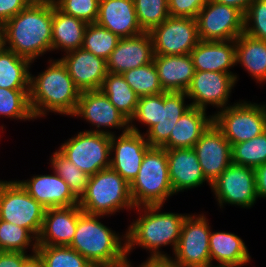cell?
<instances>
[{
    "label": "cell",
    "mask_w": 266,
    "mask_h": 267,
    "mask_svg": "<svg viewBox=\"0 0 266 267\" xmlns=\"http://www.w3.org/2000/svg\"><path fill=\"white\" fill-rule=\"evenodd\" d=\"M52 21L53 0H34L1 26L2 46L33 63L52 51Z\"/></svg>",
    "instance_id": "6da1fadb"
},
{
    "label": "cell",
    "mask_w": 266,
    "mask_h": 267,
    "mask_svg": "<svg viewBox=\"0 0 266 267\" xmlns=\"http://www.w3.org/2000/svg\"><path fill=\"white\" fill-rule=\"evenodd\" d=\"M49 67L38 76L30 74L29 102L34 118L46 112L73 115L81 95L60 59L49 60Z\"/></svg>",
    "instance_id": "7a4b0ae2"
},
{
    "label": "cell",
    "mask_w": 266,
    "mask_h": 267,
    "mask_svg": "<svg viewBox=\"0 0 266 267\" xmlns=\"http://www.w3.org/2000/svg\"><path fill=\"white\" fill-rule=\"evenodd\" d=\"M162 205L140 206L143 212L128 227L126 233L127 256L134 246L146 248L151 252L148 260H168L170 256L161 253L160 247L172 245L175 252L180 238L181 227L187 215L160 212Z\"/></svg>",
    "instance_id": "3957f363"
},
{
    "label": "cell",
    "mask_w": 266,
    "mask_h": 267,
    "mask_svg": "<svg viewBox=\"0 0 266 267\" xmlns=\"http://www.w3.org/2000/svg\"><path fill=\"white\" fill-rule=\"evenodd\" d=\"M100 217L104 216L83 212L78 217L76 232L69 247L95 267L128 265L126 234L122 239V236L101 223Z\"/></svg>",
    "instance_id": "277c9868"
},
{
    "label": "cell",
    "mask_w": 266,
    "mask_h": 267,
    "mask_svg": "<svg viewBox=\"0 0 266 267\" xmlns=\"http://www.w3.org/2000/svg\"><path fill=\"white\" fill-rule=\"evenodd\" d=\"M84 213L112 215L123 209H135L130 195V184L111 168L89 176L86 193L78 201Z\"/></svg>",
    "instance_id": "5b68a950"
},
{
    "label": "cell",
    "mask_w": 266,
    "mask_h": 267,
    "mask_svg": "<svg viewBox=\"0 0 266 267\" xmlns=\"http://www.w3.org/2000/svg\"><path fill=\"white\" fill-rule=\"evenodd\" d=\"M174 194L169 180L165 148L150 147L142 160L138 175L130 184V195L136 207L162 205Z\"/></svg>",
    "instance_id": "8992f818"
},
{
    "label": "cell",
    "mask_w": 266,
    "mask_h": 267,
    "mask_svg": "<svg viewBox=\"0 0 266 267\" xmlns=\"http://www.w3.org/2000/svg\"><path fill=\"white\" fill-rule=\"evenodd\" d=\"M237 102L213 115V122L231 146L251 140L266 131V104Z\"/></svg>",
    "instance_id": "52a82bcc"
},
{
    "label": "cell",
    "mask_w": 266,
    "mask_h": 267,
    "mask_svg": "<svg viewBox=\"0 0 266 267\" xmlns=\"http://www.w3.org/2000/svg\"><path fill=\"white\" fill-rule=\"evenodd\" d=\"M45 210L17 180L1 183L0 220L26 228L37 239L42 229Z\"/></svg>",
    "instance_id": "ba28073f"
},
{
    "label": "cell",
    "mask_w": 266,
    "mask_h": 267,
    "mask_svg": "<svg viewBox=\"0 0 266 267\" xmlns=\"http://www.w3.org/2000/svg\"><path fill=\"white\" fill-rule=\"evenodd\" d=\"M59 151L88 176L110 168L111 135L82 131L64 142Z\"/></svg>",
    "instance_id": "9c48e42d"
},
{
    "label": "cell",
    "mask_w": 266,
    "mask_h": 267,
    "mask_svg": "<svg viewBox=\"0 0 266 267\" xmlns=\"http://www.w3.org/2000/svg\"><path fill=\"white\" fill-rule=\"evenodd\" d=\"M210 233L211 228L204 214H188L181 227L175 257L168 260L176 267H205L210 264Z\"/></svg>",
    "instance_id": "30bf717a"
},
{
    "label": "cell",
    "mask_w": 266,
    "mask_h": 267,
    "mask_svg": "<svg viewBox=\"0 0 266 267\" xmlns=\"http://www.w3.org/2000/svg\"><path fill=\"white\" fill-rule=\"evenodd\" d=\"M195 19L201 41L235 40L244 32V14L214 0H208Z\"/></svg>",
    "instance_id": "8fae6325"
},
{
    "label": "cell",
    "mask_w": 266,
    "mask_h": 267,
    "mask_svg": "<svg viewBox=\"0 0 266 267\" xmlns=\"http://www.w3.org/2000/svg\"><path fill=\"white\" fill-rule=\"evenodd\" d=\"M220 208L223 204L250 208L258 198L255 170L231 163L210 185Z\"/></svg>",
    "instance_id": "7c38bea8"
},
{
    "label": "cell",
    "mask_w": 266,
    "mask_h": 267,
    "mask_svg": "<svg viewBox=\"0 0 266 267\" xmlns=\"http://www.w3.org/2000/svg\"><path fill=\"white\" fill-rule=\"evenodd\" d=\"M154 55H185L200 41L195 18L169 16L150 32Z\"/></svg>",
    "instance_id": "4fadbf2b"
},
{
    "label": "cell",
    "mask_w": 266,
    "mask_h": 267,
    "mask_svg": "<svg viewBox=\"0 0 266 267\" xmlns=\"http://www.w3.org/2000/svg\"><path fill=\"white\" fill-rule=\"evenodd\" d=\"M151 146L145 135L130 123V130L116 138L111 135L110 168L119 173L129 184L138 175L146 151ZM115 152L112 153V152Z\"/></svg>",
    "instance_id": "5bb4252c"
},
{
    "label": "cell",
    "mask_w": 266,
    "mask_h": 267,
    "mask_svg": "<svg viewBox=\"0 0 266 267\" xmlns=\"http://www.w3.org/2000/svg\"><path fill=\"white\" fill-rule=\"evenodd\" d=\"M72 116H81L96 130H87L88 132L106 133L114 135V132L101 130L100 128L124 129L122 133L130 130V121L122 114L109 100L101 90L82 91L78 100L75 113Z\"/></svg>",
    "instance_id": "9a60e30c"
},
{
    "label": "cell",
    "mask_w": 266,
    "mask_h": 267,
    "mask_svg": "<svg viewBox=\"0 0 266 267\" xmlns=\"http://www.w3.org/2000/svg\"><path fill=\"white\" fill-rule=\"evenodd\" d=\"M235 84L236 79L230 73L195 71L186 95L193 99L191 107L206 110L210 104L222 110L228 107V98Z\"/></svg>",
    "instance_id": "2e32d148"
},
{
    "label": "cell",
    "mask_w": 266,
    "mask_h": 267,
    "mask_svg": "<svg viewBox=\"0 0 266 267\" xmlns=\"http://www.w3.org/2000/svg\"><path fill=\"white\" fill-rule=\"evenodd\" d=\"M193 150L209 185L232 163L231 144L214 122L195 143Z\"/></svg>",
    "instance_id": "e0dca14e"
},
{
    "label": "cell",
    "mask_w": 266,
    "mask_h": 267,
    "mask_svg": "<svg viewBox=\"0 0 266 267\" xmlns=\"http://www.w3.org/2000/svg\"><path fill=\"white\" fill-rule=\"evenodd\" d=\"M154 47L149 32L137 36L121 38L107 62L109 73L122 74L153 62Z\"/></svg>",
    "instance_id": "ac0fdd59"
},
{
    "label": "cell",
    "mask_w": 266,
    "mask_h": 267,
    "mask_svg": "<svg viewBox=\"0 0 266 267\" xmlns=\"http://www.w3.org/2000/svg\"><path fill=\"white\" fill-rule=\"evenodd\" d=\"M65 54L60 60L80 91L100 90L108 73L106 60L83 48Z\"/></svg>",
    "instance_id": "d6986e66"
},
{
    "label": "cell",
    "mask_w": 266,
    "mask_h": 267,
    "mask_svg": "<svg viewBox=\"0 0 266 267\" xmlns=\"http://www.w3.org/2000/svg\"><path fill=\"white\" fill-rule=\"evenodd\" d=\"M82 213L79 205L47 208L37 245L69 246L76 232L78 217Z\"/></svg>",
    "instance_id": "ffe728a7"
},
{
    "label": "cell",
    "mask_w": 266,
    "mask_h": 267,
    "mask_svg": "<svg viewBox=\"0 0 266 267\" xmlns=\"http://www.w3.org/2000/svg\"><path fill=\"white\" fill-rule=\"evenodd\" d=\"M95 23L120 38L133 37L144 32L137 20L134 0H100Z\"/></svg>",
    "instance_id": "44dd1931"
},
{
    "label": "cell",
    "mask_w": 266,
    "mask_h": 267,
    "mask_svg": "<svg viewBox=\"0 0 266 267\" xmlns=\"http://www.w3.org/2000/svg\"><path fill=\"white\" fill-rule=\"evenodd\" d=\"M18 182L46 209L78 205V200L72 194L68 184L55 172L54 175H37L29 180Z\"/></svg>",
    "instance_id": "7402d4cb"
},
{
    "label": "cell",
    "mask_w": 266,
    "mask_h": 267,
    "mask_svg": "<svg viewBox=\"0 0 266 267\" xmlns=\"http://www.w3.org/2000/svg\"><path fill=\"white\" fill-rule=\"evenodd\" d=\"M174 194L201 186L207 180L193 148L166 149Z\"/></svg>",
    "instance_id": "603a6c76"
},
{
    "label": "cell",
    "mask_w": 266,
    "mask_h": 267,
    "mask_svg": "<svg viewBox=\"0 0 266 267\" xmlns=\"http://www.w3.org/2000/svg\"><path fill=\"white\" fill-rule=\"evenodd\" d=\"M195 71H214L232 74L230 67L236 64L235 40L230 41H199L190 53Z\"/></svg>",
    "instance_id": "cb8c5ba5"
},
{
    "label": "cell",
    "mask_w": 266,
    "mask_h": 267,
    "mask_svg": "<svg viewBox=\"0 0 266 267\" xmlns=\"http://www.w3.org/2000/svg\"><path fill=\"white\" fill-rule=\"evenodd\" d=\"M153 62L165 92H186L195 74L190 54L154 55Z\"/></svg>",
    "instance_id": "d4e9b609"
},
{
    "label": "cell",
    "mask_w": 266,
    "mask_h": 267,
    "mask_svg": "<svg viewBox=\"0 0 266 267\" xmlns=\"http://www.w3.org/2000/svg\"><path fill=\"white\" fill-rule=\"evenodd\" d=\"M185 98L186 92L161 93L160 121L144 134L151 147H162L169 140L178 119L191 108V104L184 103Z\"/></svg>",
    "instance_id": "484cf974"
},
{
    "label": "cell",
    "mask_w": 266,
    "mask_h": 267,
    "mask_svg": "<svg viewBox=\"0 0 266 267\" xmlns=\"http://www.w3.org/2000/svg\"><path fill=\"white\" fill-rule=\"evenodd\" d=\"M212 123L213 115L207 116L206 110L191 107L178 119L171 131L169 140L162 148H193Z\"/></svg>",
    "instance_id": "4316f807"
},
{
    "label": "cell",
    "mask_w": 266,
    "mask_h": 267,
    "mask_svg": "<svg viewBox=\"0 0 266 267\" xmlns=\"http://www.w3.org/2000/svg\"><path fill=\"white\" fill-rule=\"evenodd\" d=\"M88 23L60 11L53 2L52 51L69 52L82 48Z\"/></svg>",
    "instance_id": "83f0119b"
},
{
    "label": "cell",
    "mask_w": 266,
    "mask_h": 267,
    "mask_svg": "<svg viewBox=\"0 0 266 267\" xmlns=\"http://www.w3.org/2000/svg\"><path fill=\"white\" fill-rule=\"evenodd\" d=\"M209 254L211 263L244 266L251 260L247 246L243 240L229 232H212L209 238Z\"/></svg>",
    "instance_id": "f1b7e54d"
},
{
    "label": "cell",
    "mask_w": 266,
    "mask_h": 267,
    "mask_svg": "<svg viewBox=\"0 0 266 267\" xmlns=\"http://www.w3.org/2000/svg\"><path fill=\"white\" fill-rule=\"evenodd\" d=\"M236 64L240 63L257 83L266 82V41L242 33L235 39Z\"/></svg>",
    "instance_id": "f546056e"
},
{
    "label": "cell",
    "mask_w": 266,
    "mask_h": 267,
    "mask_svg": "<svg viewBox=\"0 0 266 267\" xmlns=\"http://www.w3.org/2000/svg\"><path fill=\"white\" fill-rule=\"evenodd\" d=\"M31 61L0 47V88L30 89Z\"/></svg>",
    "instance_id": "4dcf8cb0"
},
{
    "label": "cell",
    "mask_w": 266,
    "mask_h": 267,
    "mask_svg": "<svg viewBox=\"0 0 266 267\" xmlns=\"http://www.w3.org/2000/svg\"><path fill=\"white\" fill-rule=\"evenodd\" d=\"M100 90L130 121L136 112L139 97L125 81L122 74L108 72L103 80Z\"/></svg>",
    "instance_id": "1f68e13d"
},
{
    "label": "cell",
    "mask_w": 266,
    "mask_h": 267,
    "mask_svg": "<svg viewBox=\"0 0 266 267\" xmlns=\"http://www.w3.org/2000/svg\"><path fill=\"white\" fill-rule=\"evenodd\" d=\"M122 76L139 98L165 92L154 62L130 69L122 73Z\"/></svg>",
    "instance_id": "d6a6232c"
},
{
    "label": "cell",
    "mask_w": 266,
    "mask_h": 267,
    "mask_svg": "<svg viewBox=\"0 0 266 267\" xmlns=\"http://www.w3.org/2000/svg\"><path fill=\"white\" fill-rule=\"evenodd\" d=\"M53 170L69 186L74 197L79 201L86 193L89 176L76 167L59 150H56L50 160Z\"/></svg>",
    "instance_id": "836d02e7"
},
{
    "label": "cell",
    "mask_w": 266,
    "mask_h": 267,
    "mask_svg": "<svg viewBox=\"0 0 266 267\" xmlns=\"http://www.w3.org/2000/svg\"><path fill=\"white\" fill-rule=\"evenodd\" d=\"M36 253L45 267H95L69 246L37 245Z\"/></svg>",
    "instance_id": "e575fe53"
},
{
    "label": "cell",
    "mask_w": 266,
    "mask_h": 267,
    "mask_svg": "<svg viewBox=\"0 0 266 267\" xmlns=\"http://www.w3.org/2000/svg\"><path fill=\"white\" fill-rule=\"evenodd\" d=\"M232 163L257 168L266 163V131L251 140L231 146Z\"/></svg>",
    "instance_id": "d590c367"
},
{
    "label": "cell",
    "mask_w": 266,
    "mask_h": 267,
    "mask_svg": "<svg viewBox=\"0 0 266 267\" xmlns=\"http://www.w3.org/2000/svg\"><path fill=\"white\" fill-rule=\"evenodd\" d=\"M0 115L16 120H33L29 89L0 88Z\"/></svg>",
    "instance_id": "8d00e7d4"
},
{
    "label": "cell",
    "mask_w": 266,
    "mask_h": 267,
    "mask_svg": "<svg viewBox=\"0 0 266 267\" xmlns=\"http://www.w3.org/2000/svg\"><path fill=\"white\" fill-rule=\"evenodd\" d=\"M120 37L110 30L99 26L96 23L88 24L83 40L82 48L95 56L107 60L116 48Z\"/></svg>",
    "instance_id": "74e56055"
},
{
    "label": "cell",
    "mask_w": 266,
    "mask_h": 267,
    "mask_svg": "<svg viewBox=\"0 0 266 267\" xmlns=\"http://www.w3.org/2000/svg\"><path fill=\"white\" fill-rule=\"evenodd\" d=\"M29 246L36 253L37 239L26 228L0 220V251L26 253Z\"/></svg>",
    "instance_id": "f35d334b"
},
{
    "label": "cell",
    "mask_w": 266,
    "mask_h": 267,
    "mask_svg": "<svg viewBox=\"0 0 266 267\" xmlns=\"http://www.w3.org/2000/svg\"><path fill=\"white\" fill-rule=\"evenodd\" d=\"M134 5L139 26L144 32H150L170 16L168 0H134Z\"/></svg>",
    "instance_id": "ab89813d"
},
{
    "label": "cell",
    "mask_w": 266,
    "mask_h": 267,
    "mask_svg": "<svg viewBox=\"0 0 266 267\" xmlns=\"http://www.w3.org/2000/svg\"><path fill=\"white\" fill-rule=\"evenodd\" d=\"M244 33L266 41V0H254L250 4L244 14Z\"/></svg>",
    "instance_id": "60d3db41"
},
{
    "label": "cell",
    "mask_w": 266,
    "mask_h": 267,
    "mask_svg": "<svg viewBox=\"0 0 266 267\" xmlns=\"http://www.w3.org/2000/svg\"><path fill=\"white\" fill-rule=\"evenodd\" d=\"M100 0H53L55 6L63 13L84 22L95 23L98 17Z\"/></svg>",
    "instance_id": "b9f144b4"
},
{
    "label": "cell",
    "mask_w": 266,
    "mask_h": 267,
    "mask_svg": "<svg viewBox=\"0 0 266 267\" xmlns=\"http://www.w3.org/2000/svg\"><path fill=\"white\" fill-rule=\"evenodd\" d=\"M161 93L143 96L138 99L137 109L130 123L137 120L148 126L147 132L160 121Z\"/></svg>",
    "instance_id": "7bdbcfd3"
},
{
    "label": "cell",
    "mask_w": 266,
    "mask_h": 267,
    "mask_svg": "<svg viewBox=\"0 0 266 267\" xmlns=\"http://www.w3.org/2000/svg\"><path fill=\"white\" fill-rule=\"evenodd\" d=\"M208 0H168L171 17L195 18Z\"/></svg>",
    "instance_id": "ee69618b"
},
{
    "label": "cell",
    "mask_w": 266,
    "mask_h": 267,
    "mask_svg": "<svg viewBox=\"0 0 266 267\" xmlns=\"http://www.w3.org/2000/svg\"><path fill=\"white\" fill-rule=\"evenodd\" d=\"M34 0H0V27Z\"/></svg>",
    "instance_id": "f6af8a7d"
},
{
    "label": "cell",
    "mask_w": 266,
    "mask_h": 267,
    "mask_svg": "<svg viewBox=\"0 0 266 267\" xmlns=\"http://www.w3.org/2000/svg\"><path fill=\"white\" fill-rule=\"evenodd\" d=\"M30 256L23 252L0 251V267H22Z\"/></svg>",
    "instance_id": "bcb514c9"
},
{
    "label": "cell",
    "mask_w": 266,
    "mask_h": 267,
    "mask_svg": "<svg viewBox=\"0 0 266 267\" xmlns=\"http://www.w3.org/2000/svg\"><path fill=\"white\" fill-rule=\"evenodd\" d=\"M256 176V191L258 198L266 197V163L254 169Z\"/></svg>",
    "instance_id": "7dc6e473"
},
{
    "label": "cell",
    "mask_w": 266,
    "mask_h": 267,
    "mask_svg": "<svg viewBox=\"0 0 266 267\" xmlns=\"http://www.w3.org/2000/svg\"><path fill=\"white\" fill-rule=\"evenodd\" d=\"M223 5H229L239 9L243 14L247 11L248 7L254 0H214Z\"/></svg>",
    "instance_id": "c3c4849f"
},
{
    "label": "cell",
    "mask_w": 266,
    "mask_h": 267,
    "mask_svg": "<svg viewBox=\"0 0 266 267\" xmlns=\"http://www.w3.org/2000/svg\"><path fill=\"white\" fill-rule=\"evenodd\" d=\"M139 267H176L169 260H146Z\"/></svg>",
    "instance_id": "681fc988"
},
{
    "label": "cell",
    "mask_w": 266,
    "mask_h": 267,
    "mask_svg": "<svg viewBox=\"0 0 266 267\" xmlns=\"http://www.w3.org/2000/svg\"><path fill=\"white\" fill-rule=\"evenodd\" d=\"M22 267H45V265L40 256L34 253L25 261Z\"/></svg>",
    "instance_id": "f907efd6"
},
{
    "label": "cell",
    "mask_w": 266,
    "mask_h": 267,
    "mask_svg": "<svg viewBox=\"0 0 266 267\" xmlns=\"http://www.w3.org/2000/svg\"><path fill=\"white\" fill-rule=\"evenodd\" d=\"M205 267H241L236 265H224V264H217V266L212 265V263L206 265Z\"/></svg>",
    "instance_id": "816d5d0a"
},
{
    "label": "cell",
    "mask_w": 266,
    "mask_h": 267,
    "mask_svg": "<svg viewBox=\"0 0 266 267\" xmlns=\"http://www.w3.org/2000/svg\"><path fill=\"white\" fill-rule=\"evenodd\" d=\"M117 267H132V266H131V262H128V265H120V266H117Z\"/></svg>",
    "instance_id": "f5cc1de1"
},
{
    "label": "cell",
    "mask_w": 266,
    "mask_h": 267,
    "mask_svg": "<svg viewBox=\"0 0 266 267\" xmlns=\"http://www.w3.org/2000/svg\"><path fill=\"white\" fill-rule=\"evenodd\" d=\"M2 45V38H1V27H0V47Z\"/></svg>",
    "instance_id": "db71d44e"
}]
</instances>
